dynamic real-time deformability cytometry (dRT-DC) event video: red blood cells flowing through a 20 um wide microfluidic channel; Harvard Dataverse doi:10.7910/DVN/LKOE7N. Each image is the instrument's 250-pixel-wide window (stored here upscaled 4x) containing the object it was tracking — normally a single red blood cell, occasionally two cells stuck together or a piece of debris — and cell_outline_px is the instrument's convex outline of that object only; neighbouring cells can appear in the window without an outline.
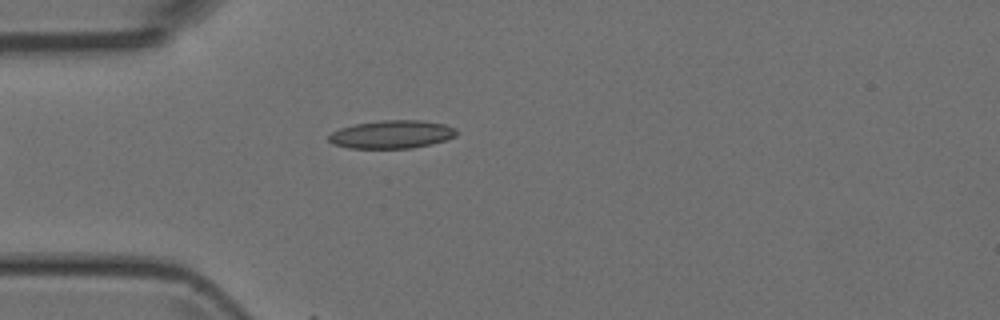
{"species": "Egyptian fruit bat (a non-hibernating species)", "species_latin": "Rousettus aegyptiacus", "temperature_condition": "room temperature", "stored_images_in_passage": 3, "camera_frame_rate_fps": 3000, "um_per_image_px": 0.085, "animal": {"sex": "female"}, "frame": {"image": 1, "passage_image": 3, "time_ms": 2.333, "image_size_px": [1000, 320], "cell_outline_px": [[456, 136], [444, 140], [412, 148], [348, 148], [332, 144], [328, 140], [328, 136], [332, 132], [340, 128], [356, 124], [380, 120], [420, 120], [444, 124], [456, 128]], "centroid_in_image_um": [33.27, 11.42], "position_along_channel_um": 51.7, "area_um2": 20.81}}